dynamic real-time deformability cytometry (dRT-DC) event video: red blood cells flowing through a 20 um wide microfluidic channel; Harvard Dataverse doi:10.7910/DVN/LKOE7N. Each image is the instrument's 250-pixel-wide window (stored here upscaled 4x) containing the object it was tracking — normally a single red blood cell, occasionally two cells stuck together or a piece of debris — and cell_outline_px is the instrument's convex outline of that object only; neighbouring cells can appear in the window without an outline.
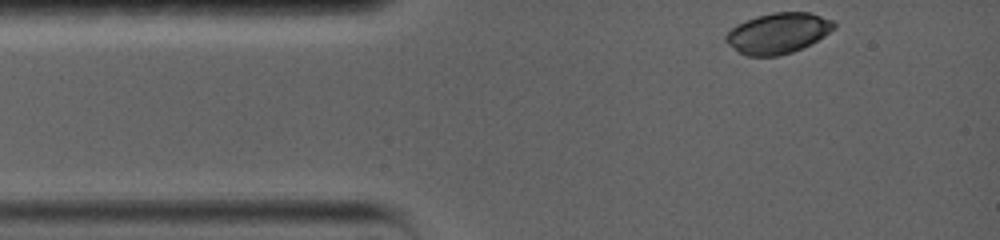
{"species": "common noctule bat (a hibernating species)", "species_latin": "Nyctalus noctula", "temperature_condition": "warm", "stored_images_in_passage": 60, "camera_frame_rate_fps": 5000, "um_per_image_px": 0.085, "animal": {"sex": "female", "body_mass_g": 19.0, "forearm_length_mm": 56.7}, "frame": {"image": 1, "passage_image": 1, "time_ms": 0.0, "image_size_px": [1000, 240], "cell_outline_px": [[836, 28], [824, 36], [792, 52], [776, 56], [748, 56], [740, 52], [728, 44], [724, 40], [724, 36], [736, 24], [756, 16], [772, 12], [808, 12], [832, 20], [836, 24]], "centroid_in_image_um": [66.11, 2.81], "position_along_channel_um": 18.9, "area_um2": 25.37}}
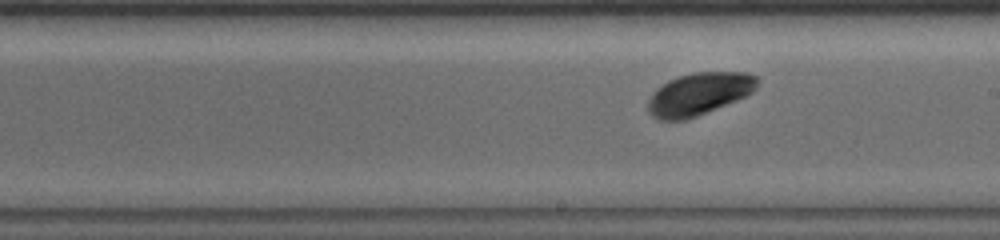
{"frame": {"image": 2, "passage_image": 35, "time_ms": 6.8, "image_size_px": [1000, 240], "cell_outline_px": [[760, 80], [756, 88], [752, 92], [736, 100], [696, 116], [684, 120], [660, 120], [652, 116], [648, 112], [648, 100], [652, 92], [656, 88], [668, 80], [692, 72], [748, 72], [756, 76]], "centroid_in_image_um": [59.4, 7.97], "position_along_channel_um": 229.6, "area_um2": 26.99}}
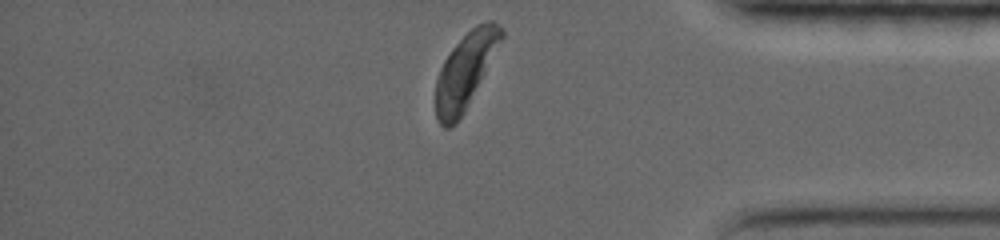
{"frame": {"image": 3, "passage_image": 60, "time_ms": 11.8, "image_size_px": [1000, 240], "cell_outline_px": [[504, 36], [464, 112], [448, 128], [444, 128], [440, 124], [436, 116], [436, 80], [440, 68], [444, 60], [452, 48], [476, 24], [488, 20], [492, 20], [504, 32]], "centroid_in_image_um": [39.54, 5.99], "position_along_channel_um": 395.7, "area_um2": 27.98}, "authors_computed_cell_mechanics": {"area_um2": 27.0504, "velocity_mm_per_s": 3.6956, "shape_relaxation_time_tau1_ms": 1.4057, "shape_relaxation_time_tau2_ms": null, "deformation_change_tau1": 0.1024, "deformation_change_tau2": null}}